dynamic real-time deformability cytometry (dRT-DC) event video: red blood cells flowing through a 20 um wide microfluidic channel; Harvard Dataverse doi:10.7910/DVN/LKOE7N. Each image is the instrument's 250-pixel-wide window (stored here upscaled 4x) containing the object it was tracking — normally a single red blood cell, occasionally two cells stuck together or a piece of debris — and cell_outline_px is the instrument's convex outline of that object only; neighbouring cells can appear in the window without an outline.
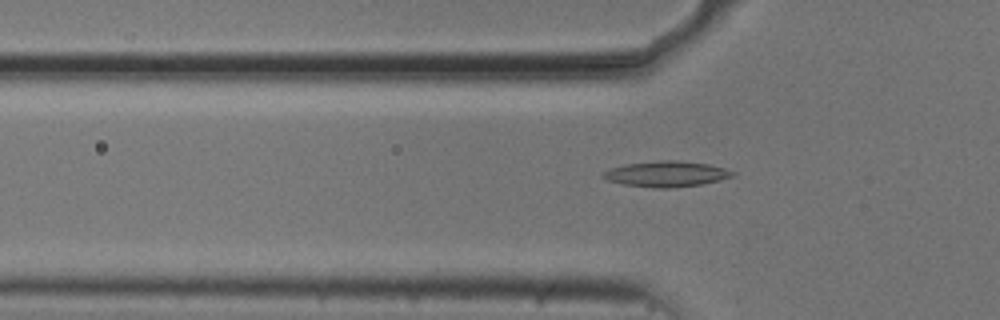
{"species": "common noctule bat (a hibernating species)", "species_latin": "Nyctalus noctula", "temperature_condition": "cold", "stored_images_in_passage": 54, "camera_frame_rate_fps": 3000, "um_per_image_px": 0.085, "animal": {"sex": "male", "body_mass_g": 20.5, "forearm_length_mm": 52.5}, "frame": {"image": 1, "passage_image": 17, "time_ms": 5.333, "image_size_px": [1000, 320], "cell_outline_px": [[736, 176], [720, 180], [700, 184], [672, 188], [656, 188], [624, 184], [608, 180], [600, 176], [600, 172], [612, 168], [628, 164], [660, 160], [676, 160], [708, 164], [724, 168], [736, 172]], "centroid_in_image_um": [56.66, 14.78], "position_along_channel_um": 69.1, "area_um2": 19.31}}
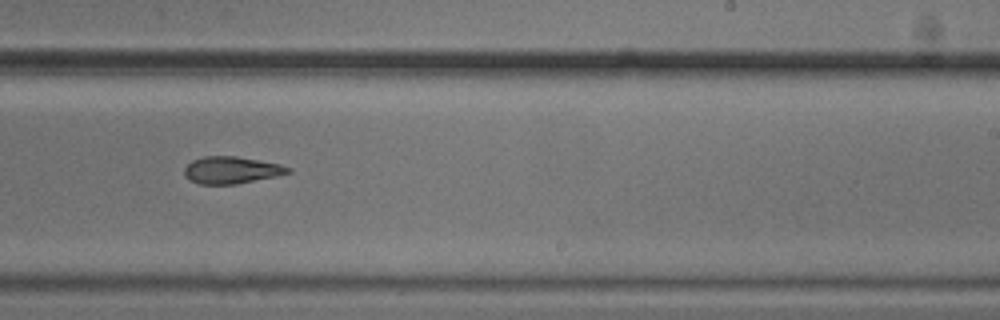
{"frame": {"image": 2, "passage_image": 33, "time_ms": 10.667, "image_size_px": [1000, 320], "cell_outline_px": [[292, 172], [276, 176], [236, 184], [200, 184], [188, 180], [184, 176], [184, 168], [192, 160], [204, 156], [236, 156], [280, 164], [292, 168]], "centroid_in_image_um": [19.65, 14.46], "position_along_channel_um": 269.3, "area_um2": 16.42}}
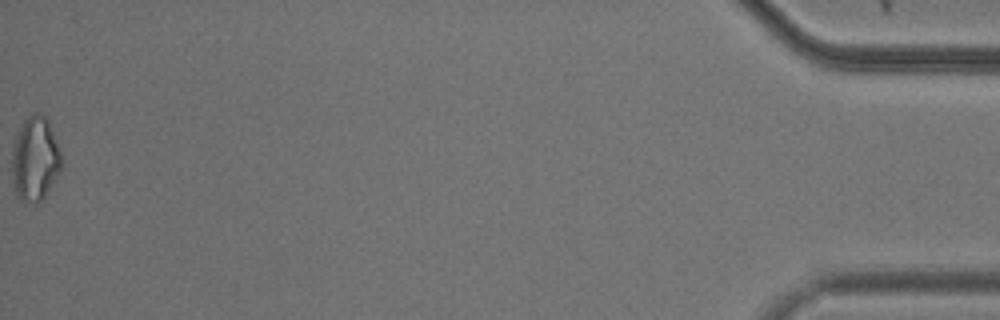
{"frame": {"image": 3, "passage_image": 54, "time_ms": 17.667, "image_size_px": [1000, 320], "cell_outline_px": [[64, 164], [60, 172], [44, 196], [36, 204], [20, 200], [16, 196], [12, 180], [12, 144], [24, 120], [32, 112], [40, 112], [48, 120], [64, 160]], "centroid_in_image_um": [2.99, 13.5], "position_along_channel_um": 432.2, "area_um2": 24.68}, "authors_computed_cell_mechanics": {"area_um2": 17.7735, "velocity_mm_per_s": 3.7369, "shape_relaxation_time_tau1_ms": null, "shape_relaxation_time_tau2_ms": 7.9673, "deformation_change_tau1": null, "deformation_change_tau2": 0.1551}}